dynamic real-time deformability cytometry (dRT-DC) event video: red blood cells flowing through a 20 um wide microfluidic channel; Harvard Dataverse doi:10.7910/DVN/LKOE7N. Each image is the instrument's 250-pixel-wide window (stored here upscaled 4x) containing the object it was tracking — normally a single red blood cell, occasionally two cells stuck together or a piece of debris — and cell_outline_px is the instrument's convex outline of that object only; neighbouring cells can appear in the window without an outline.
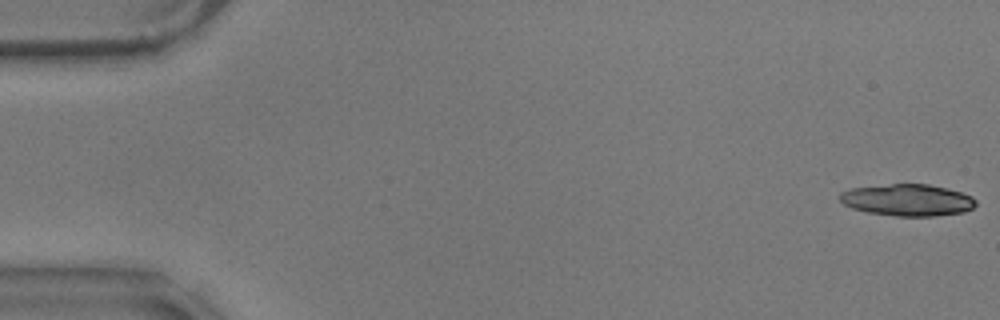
{"species": "common noctule bat (a hibernating species)", "species_latin": "Nyctalus noctula", "temperature_condition": "warm", "stored_images_in_passage": 43, "camera_frame_rate_fps": 3000, "um_per_image_px": 0.085, "animal": {"sex": "male", "body_mass_g": 17.9}, "frame": {"image": 1, "passage_image": 1, "time_ms": 0.0, "image_size_px": [1000, 320], "cell_outline_px": [[976, 204], [972, 208], [964, 212], [932, 216], [896, 216], [868, 212], [852, 208], [844, 204], [840, 200], [840, 192], [852, 188], [892, 184], [928, 184], [948, 188], [972, 196], [976, 200]], "centroid_in_image_um": [77.16, 17.0], "position_along_channel_um": 7.8, "area_um2": 25.09}}
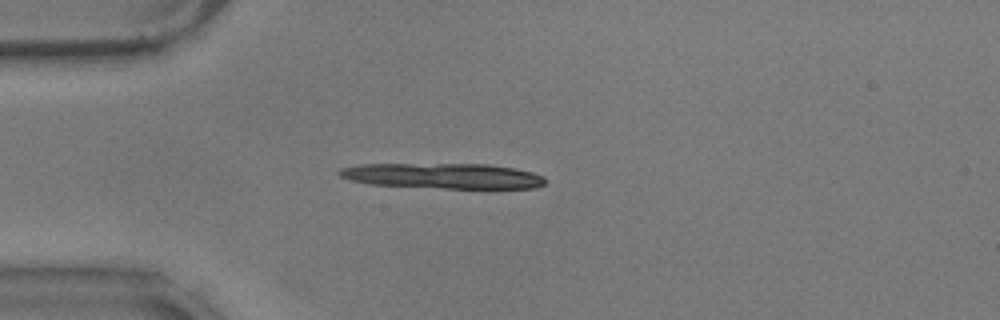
{"frame": {"image": 2, "passage_image": 15, "time_ms": 4.667, "image_size_px": [1000, 320], "cell_outline_px": [[544, 184], [536, 188], [444, 188], [372, 184], [352, 180], [340, 176], [336, 172], [340, 168], [360, 164], [488, 164], [512, 168], [532, 172], [544, 176]], "centroid_in_image_um": [37.66, 14.94], "position_along_channel_um": 47.3, "area_um2": 30.23}}